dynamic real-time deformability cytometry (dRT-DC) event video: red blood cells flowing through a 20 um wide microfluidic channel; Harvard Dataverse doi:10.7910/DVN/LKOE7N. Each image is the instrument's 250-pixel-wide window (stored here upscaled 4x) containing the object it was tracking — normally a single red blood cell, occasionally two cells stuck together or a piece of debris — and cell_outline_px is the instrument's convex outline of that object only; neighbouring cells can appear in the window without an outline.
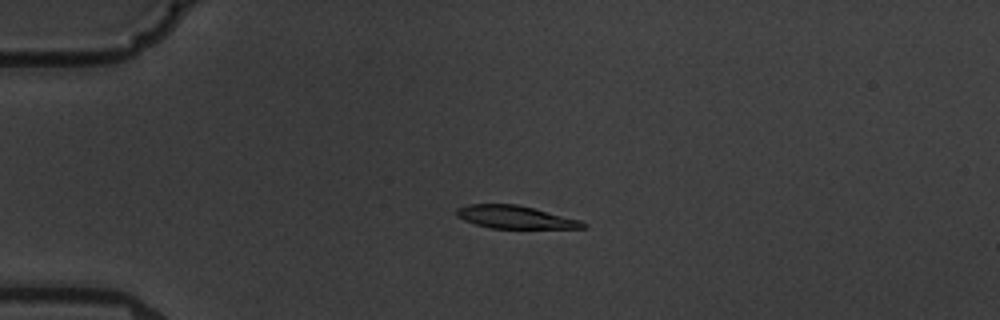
{"species": "common noctule bat (a hibernating species)", "species_latin": "Nyctalus noctula", "temperature_condition": "warm", "stored_images_in_passage": 6, "camera_frame_rate_fps": 3000, "um_per_image_px": 0.085, "animal": {"sex": "male", "body_mass_g": 19.5, "forearm_length_mm": 54.6}, "frame": {"image": 1, "passage_image": 5, "time_ms": 4.667, "image_size_px": [1000, 320], "cell_outline_px": [[588, 224], [584, 228], [492, 228], [476, 224], [464, 220], [456, 216], [456, 208], [468, 204], [516, 204], [580, 220]], "centroid_in_image_um": [43.75, 18.45], "position_along_channel_um": 41.2, "area_um2": 16.59}}